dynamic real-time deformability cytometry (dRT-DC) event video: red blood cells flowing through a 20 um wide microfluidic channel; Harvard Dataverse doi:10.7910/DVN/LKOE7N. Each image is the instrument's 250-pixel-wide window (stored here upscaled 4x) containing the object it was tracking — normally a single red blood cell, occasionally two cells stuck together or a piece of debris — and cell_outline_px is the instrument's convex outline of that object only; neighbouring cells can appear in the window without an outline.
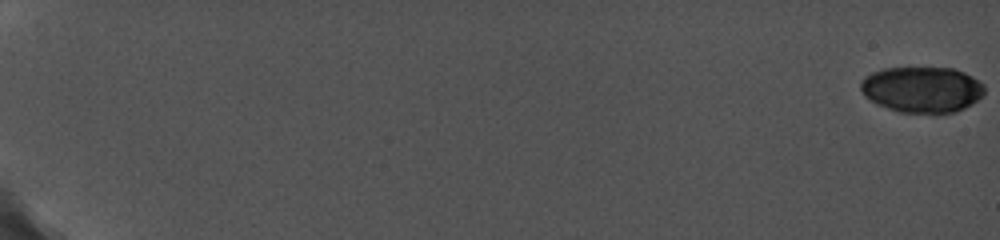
{"species": "common noctule bat (a hibernating species)", "species_latin": "Nyctalus noctula", "temperature_condition": "cold", "stored_images_in_passage": 35, "camera_frame_rate_fps": 5000, "um_per_image_px": 0.085, "animal": {"sex": "female", "body_mass_g": 19.0, "forearm_length_mm": 56.7}, "frame": {"image": 1, "passage_image": 1, "time_ms": 0.0, "image_size_px": [1000, 240], "cell_outline_px": [[984, 96], [964, 108], [956, 112], [900, 112], [876, 104], [864, 96], [860, 88], [860, 80], [864, 76], [872, 72], [884, 68], [952, 68], [964, 72], [980, 80], [984, 84]], "centroid_in_image_um": [78.37, 7.59], "position_along_channel_um": 6.6, "area_um2": 33.23}}